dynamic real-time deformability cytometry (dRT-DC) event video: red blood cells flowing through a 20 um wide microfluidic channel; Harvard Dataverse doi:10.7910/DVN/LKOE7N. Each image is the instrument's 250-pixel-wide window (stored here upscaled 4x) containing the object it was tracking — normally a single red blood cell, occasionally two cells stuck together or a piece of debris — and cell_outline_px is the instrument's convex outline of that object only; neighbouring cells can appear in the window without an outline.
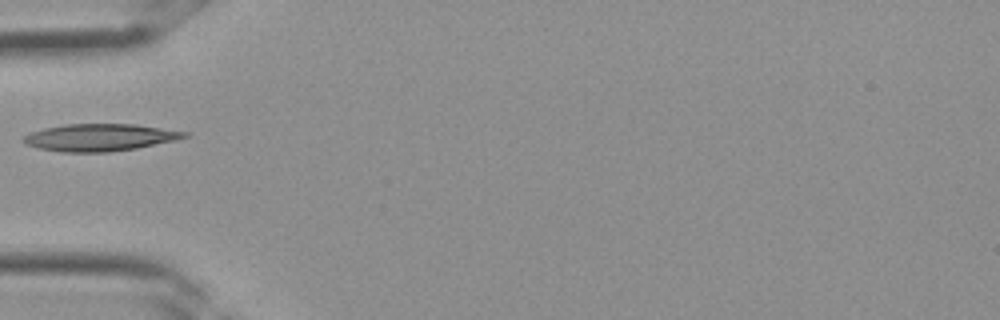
{"species": "Egyptian fruit bat (a non-hibernating species)", "species_latin": "Rousettus aegyptiacus", "temperature_condition": "room temperature", "stored_images_in_passage": 24, "camera_frame_rate_fps": 3000, "um_per_image_px": 0.085, "frame": {"image": 1, "passage_image": 1, "time_ms": 0.0, "image_size_px": [1000, 320], "cell_outline_px": [[188, 136], [176, 140], [136, 148], [108, 152], [60, 152], [40, 148], [24, 144], [20, 140], [24, 136], [32, 132], [44, 128], [64, 124], [136, 124], [188, 132]], "centroid_in_image_um": [8.46, 11.68], "position_along_channel_um": 76.5, "area_um2": 25.49}}
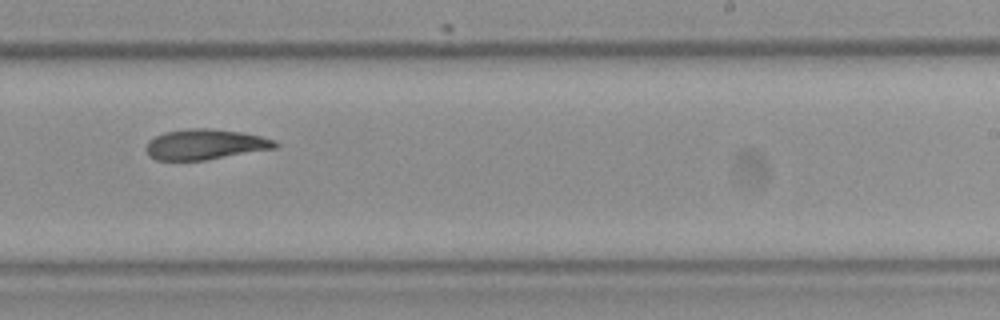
{"frame": {"image": 2, "passage_image": 11, "time_ms": 3.333, "image_size_px": [1000, 320], "cell_outline_px": [[280, 144], [276, 148], [208, 160], [156, 160], [148, 156], [144, 148], [148, 140], [164, 132], [188, 128], [212, 128], [240, 132], [260, 136], [276, 140]], "centroid_in_image_um": [17.43, 12.27], "position_along_channel_um": 271.6, "area_um2": 23.18}}
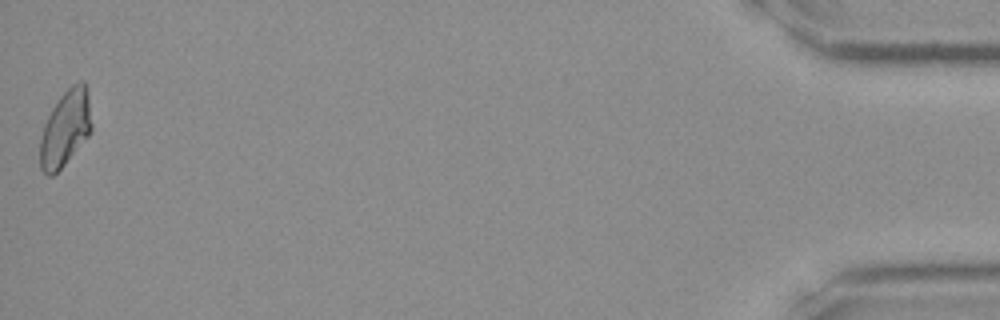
{"frame": {"image": 3, "passage_image": 24, "time_ms": 7.667, "image_size_px": [1000, 320], "cell_outline_px": [[92, 132], [64, 164], [52, 176], [48, 176], [40, 168], [40, 136], [44, 124], [52, 108], [60, 96], [72, 84], [80, 80], [84, 80], [88, 96], [92, 124]], "centroid_in_image_um": [5.56, 10.89], "position_along_channel_um": 429.6, "area_um2": 22.77}}